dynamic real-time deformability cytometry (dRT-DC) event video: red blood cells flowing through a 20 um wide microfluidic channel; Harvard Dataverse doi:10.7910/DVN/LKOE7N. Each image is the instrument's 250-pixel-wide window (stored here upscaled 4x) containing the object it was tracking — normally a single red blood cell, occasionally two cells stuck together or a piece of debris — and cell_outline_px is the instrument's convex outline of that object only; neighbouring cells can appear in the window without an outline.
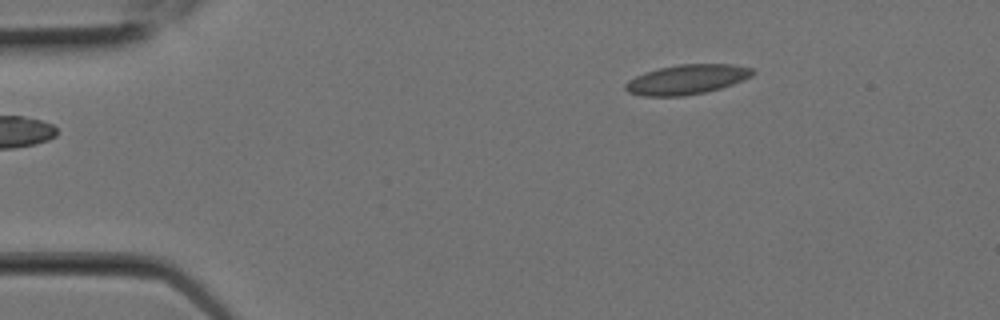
{"species": "Egyptian fruit bat (a non-hibernating species)", "species_latin": "Rousettus aegyptiacus", "temperature_condition": "room temperature", "stored_images_in_passage": 2, "camera_frame_rate_fps": 3000, "um_per_image_px": 0.085, "animal": {"sex": "female"}, "frame": {"image": 1, "passage_image": 2, "time_ms": 0.333, "image_size_px": [1000, 320], "cell_outline_px": [[756, 72], [752, 76], [744, 80], [720, 88], [704, 92], [684, 96], [640, 96], [628, 92], [624, 88], [624, 84], [628, 80], [644, 72], [660, 68], [680, 64], [732, 64], [752, 68]], "centroid_in_image_um": [58.37, 6.75], "position_along_channel_um": 26.6, "area_um2": 22.08}}